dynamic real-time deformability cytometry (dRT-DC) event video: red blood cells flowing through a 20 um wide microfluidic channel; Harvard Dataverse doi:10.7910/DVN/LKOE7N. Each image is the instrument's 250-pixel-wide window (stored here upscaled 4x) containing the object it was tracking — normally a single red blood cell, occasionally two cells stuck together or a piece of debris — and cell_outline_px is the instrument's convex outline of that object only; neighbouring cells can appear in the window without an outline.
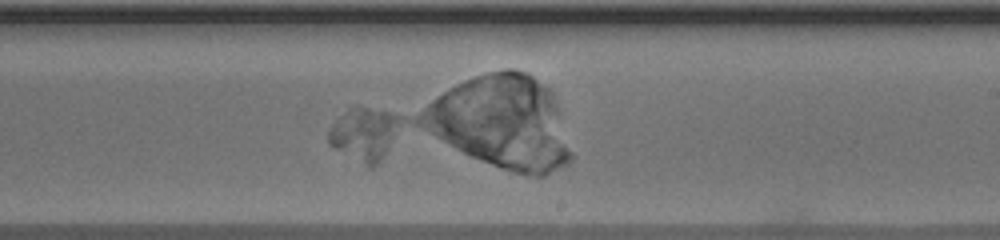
{"species": "human", "species_latin": "Homo sapiens", "temperature_condition": "warm", "stored_images_in_passage": 34, "camera_frame_rate_fps": 3000, "um_per_image_px": 0.085, "donor": {"sex": "male"}, "frame": {"image": 1, "passage_image": 17, "time_ms": 5.333, "image_size_px": [1000, 240], "cell_outline_px": [[400, 120], [388, 148], [380, 160], [372, 168], [332, 148], [328, 144], [328, 132], [332, 124], [340, 116], [352, 108], [368, 108], [388, 112], [400, 116]], "centroid_in_image_um": [30.9, 11.41], "position_along_channel_um": 258.1, "area_um2": 21.27}}